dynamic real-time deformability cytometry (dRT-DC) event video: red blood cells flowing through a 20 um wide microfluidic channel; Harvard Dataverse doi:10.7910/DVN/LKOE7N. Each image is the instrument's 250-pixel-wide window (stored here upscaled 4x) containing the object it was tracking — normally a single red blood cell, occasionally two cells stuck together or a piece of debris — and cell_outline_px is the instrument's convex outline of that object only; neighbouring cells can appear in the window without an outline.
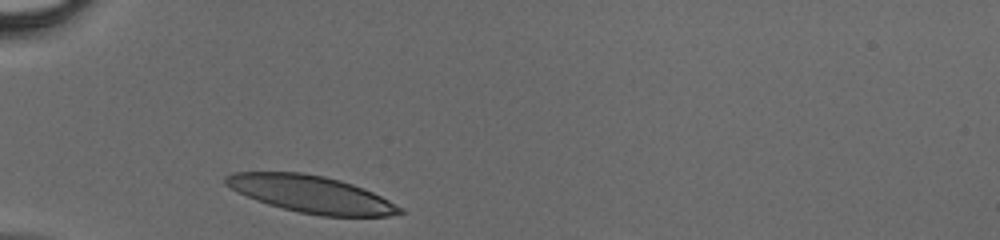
{"species": "human", "species_latin": "Homo sapiens", "temperature_condition": "cold", "stored_images_in_passage": 25, "camera_frame_rate_fps": 3000, "um_per_image_px": 0.085, "donor": {"sex": "male"}, "frame": {"image": 1, "passage_image": 1, "time_ms": 0.0, "image_size_px": [1000, 240], "cell_outline_px": [[404, 212], [388, 216], [324, 216], [300, 212], [268, 204], [256, 200], [224, 184], [224, 176], [232, 172], [304, 172], [324, 176], [340, 180], [364, 188], [404, 208]], "centroid_in_image_um": [26.45, 16.49], "position_along_channel_um": 58.5, "area_um2": 37.34}}
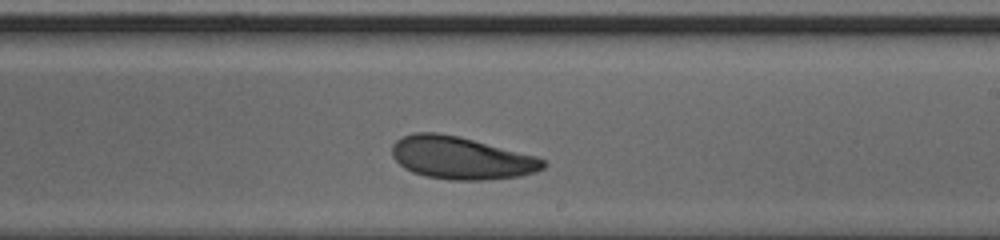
{"frame": {"image": 2, "passage_image": 15, "time_ms": 4.667, "image_size_px": [1000, 240], "cell_outline_px": [[548, 164], [544, 168], [536, 172], [520, 176], [484, 180], [452, 180], [424, 176], [412, 172], [404, 168], [392, 156], [392, 144], [396, 140], [412, 132], [436, 132], [460, 136], [536, 156], [544, 160]], "centroid_in_image_um": [39.19, 13.42], "position_along_channel_um": 249.8, "area_um2": 37.69}}
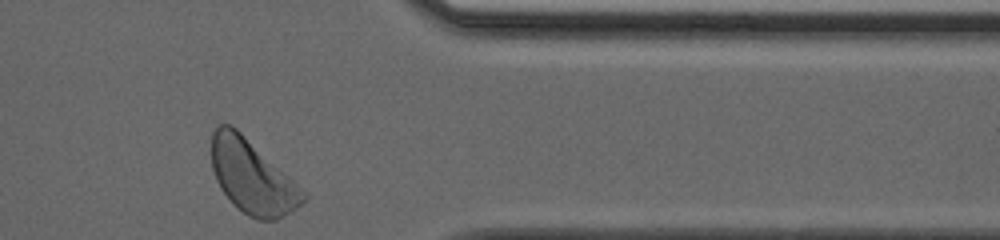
{"frame": {"image": 3, "passage_image": 25, "time_ms": 8.0, "image_size_px": [1000, 240], "cell_outline_px": [[308, 196], [292, 212], [276, 220], [256, 220], [248, 216], [220, 188], [216, 180], [212, 168], [212, 132], [220, 124], [232, 124], [288, 176]], "centroid_in_image_um": [21.42, 15.03], "position_along_channel_um": 390.0, "area_um2": 38.44}}